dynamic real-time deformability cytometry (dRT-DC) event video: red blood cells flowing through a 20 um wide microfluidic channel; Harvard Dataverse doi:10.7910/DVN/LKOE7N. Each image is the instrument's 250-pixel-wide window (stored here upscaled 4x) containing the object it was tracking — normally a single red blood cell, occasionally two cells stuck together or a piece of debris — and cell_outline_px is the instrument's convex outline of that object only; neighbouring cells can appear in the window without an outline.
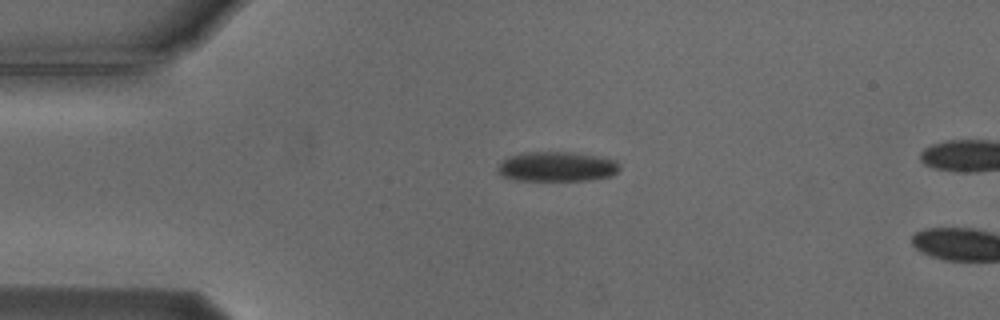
{"species": "Egyptian fruit bat (a non-hibernating species)", "species_latin": "Rousettus aegyptiacus", "temperature_condition": "cold", "stored_images_in_passage": 3, "camera_frame_rate_fps": 3000, "um_per_image_px": 0.085, "animal": {"sex": "male"}, "frame": {"image": 1, "passage_image": 1, "time_ms": 0.0, "image_size_px": [1000, 320], "cell_outline_px": [[620, 168], [612, 176], [588, 180], [516, 180], [500, 176], [496, 172], [496, 168], [508, 156], [524, 152], [572, 152], [596, 156], [616, 160], [620, 164]], "centroid_in_image_um": [47.31, 14.16], "position_along_channel_um": 37.7, "area_um2": 21.27}}